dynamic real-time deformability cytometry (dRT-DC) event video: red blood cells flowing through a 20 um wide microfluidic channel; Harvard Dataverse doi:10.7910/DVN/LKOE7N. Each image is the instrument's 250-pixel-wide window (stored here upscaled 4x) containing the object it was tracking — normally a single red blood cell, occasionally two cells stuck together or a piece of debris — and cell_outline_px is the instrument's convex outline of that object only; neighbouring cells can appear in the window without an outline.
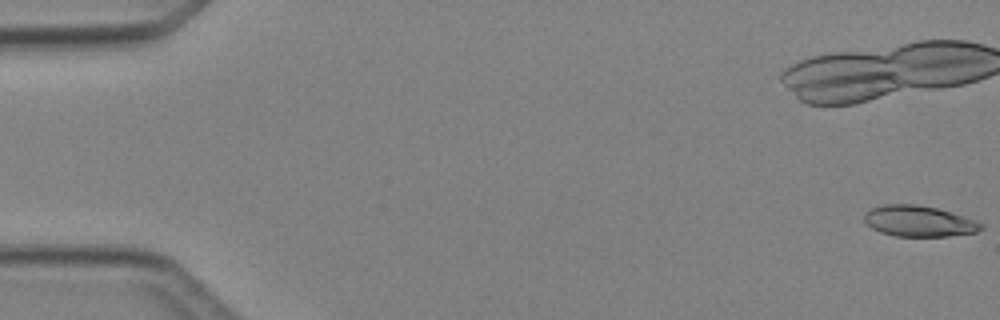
{"species": "Egyptian fruit bat (a non-hibernating species)", "species_latin": "Rousettus aegyptiacus", "temperature_condition": "cold", "stored_images_in_passage": 4, "camera_frame_rate_fps": 3000, "um_per_image_px": 0.085, "animal": {"sex": "female"}, "frame": {"image": 1, "passage_image": 1, "time_ms": 0.0, "image_size_px": [1000, 320], "cell_outline_px": [[984, 228], [976, 232], [948, 236], [896, 236], [880, 232], [872, 228], [864, 220], [864, 216], [872, 208], [884, 204], [916, 204], [936, 208], [984, 224]], "centroid_in_image_um": [78.08, 18.8], "position_along_channel_um": 6.9, "area_um2": 20.63}}